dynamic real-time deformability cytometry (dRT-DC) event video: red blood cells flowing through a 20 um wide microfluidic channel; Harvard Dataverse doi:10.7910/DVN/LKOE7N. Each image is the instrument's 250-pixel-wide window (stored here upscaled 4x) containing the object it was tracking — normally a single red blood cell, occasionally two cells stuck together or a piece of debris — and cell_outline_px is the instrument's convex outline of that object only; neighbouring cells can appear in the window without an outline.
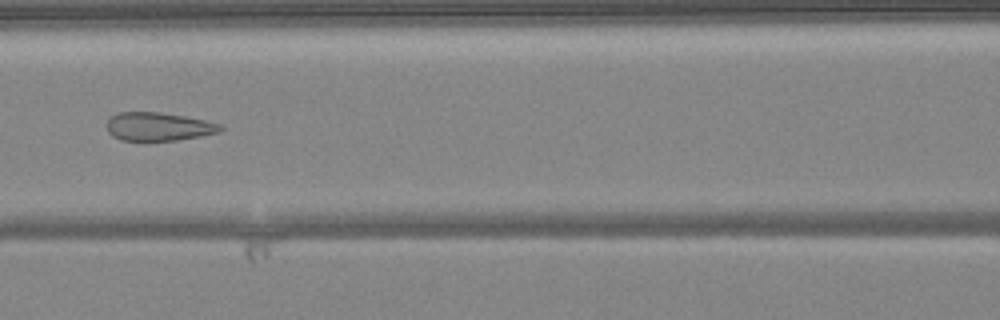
{"species": "common noctule bat (a hibernating species)", "species_latin": "Nyctalus noctula", "temperature_condition": "warm", "stored_images_in_passage": 49, "camera_frame_rate_fps": 3000, "um_per_image_px": 0.085, "animal": {"sex": "female", "body_mass_g": 24.6, "forearm_length_mm": 56.2}, "frame": {"image": 1, "passage_image": 22, "time_ms": 7.0, "image_size_px": [1000, 320], "cell_outline_px": [[224, 128], [220, 132], [200, 136], [176, 140], [144, 144], [120, 140], [112, 136], [108, 132], [108, 120], [112, 116], [120, 112], [160, 112], [184, 116], [204, 120], [220, 124]], "centroid_in_image_um": [13.44, 10.81], "position_along_channel_um": 153.2, "area_um2": 19.42}}
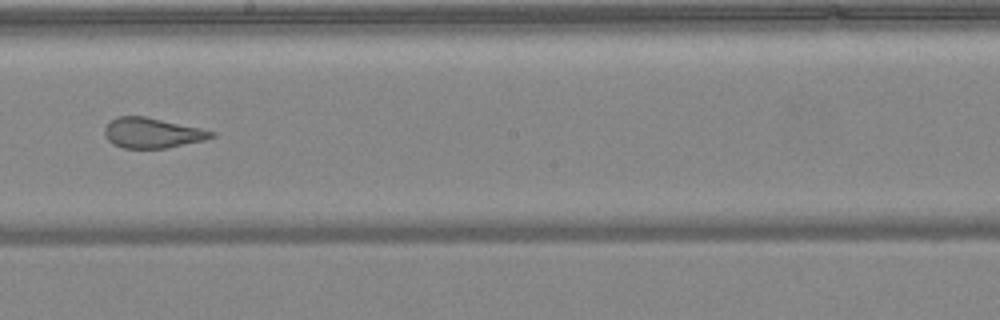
{"frame": {"image": 2, "passage_image": 28, "time_ms": 9.0, "image_size_px": [1000, 320], "cell_outline_px": [[216, 136], [204, 140], [164, 148], [124, 148], [112, 144], [108, 140], [104, 132], [104, 128], [116, 116], [144, 116], [200, 128], [216, 132]], "centroid_in_image_um": [12.93, 11.3], "position_along_channel_um": 235.3, "area_um2": 18.61}, "authors_computed_cell_mechanics": {"area_um2": 23.6402, "velocity_mm_per_s": 4.1199, "shape_relaxation_time_tau1_ms": null, "shape_relaxation_time_tau2_ms": 0.8882, "deformation_change_tau1": null, "deformation_change_tau2": 0.0704}}